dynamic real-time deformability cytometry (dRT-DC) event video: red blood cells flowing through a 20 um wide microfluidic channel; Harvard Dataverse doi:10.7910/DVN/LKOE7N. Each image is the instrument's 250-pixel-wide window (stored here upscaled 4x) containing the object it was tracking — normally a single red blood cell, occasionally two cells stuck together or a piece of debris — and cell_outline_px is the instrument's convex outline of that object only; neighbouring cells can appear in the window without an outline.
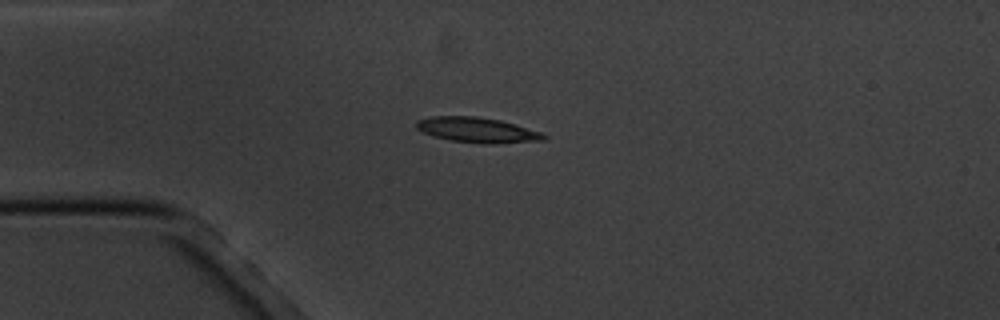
{"species": "common noctule bat (a hibernating species)", "species_latin": "Nyctalus noctula", "temperature_condition": "cold", "stored_images_in_passage": 4, "camera_frame_rate_fps": 3000, "um_per_image_px": 0.085, "animal": {"sex": "male", "body_mass_g": 20.1, "forearm_length_mm": 53.5}, "frame": {"image": 1, "passage_image": 3, "time_ms": 3.0, "image_size_px": [1000, 320], "cell_outline_px": [[548, 136], [544, 140], [492, 144], [484, 144], [452, 140], [436, 136], [424, 132], [416, 128], [416, 120], [432, 116], [476, 116], [500, 120], [516, 124], [540, 132]], "centroid_in_image_um": [40.58, 11.04], "position_along_channel_um": 44.4, "area_um2": 18.55}}